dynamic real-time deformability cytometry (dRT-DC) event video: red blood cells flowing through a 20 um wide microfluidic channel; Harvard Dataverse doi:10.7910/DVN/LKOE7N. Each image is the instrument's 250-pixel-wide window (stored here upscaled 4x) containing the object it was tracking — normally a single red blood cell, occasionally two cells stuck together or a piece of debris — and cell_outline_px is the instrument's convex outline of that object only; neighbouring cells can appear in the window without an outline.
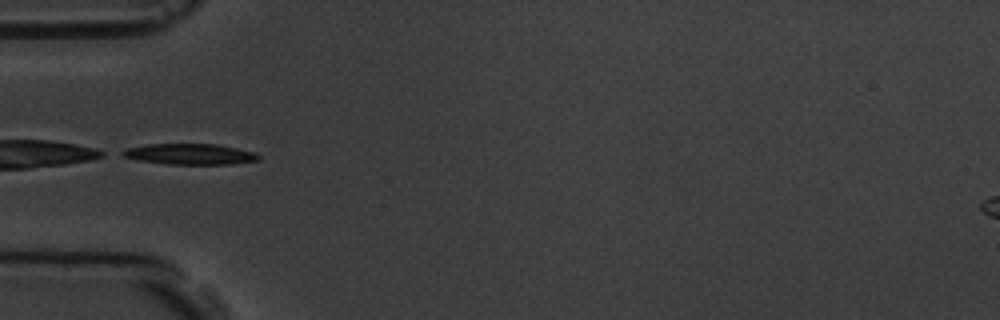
{"species": "common noctule bat (a hibernating species)", "species_latin": "Nyctalus noctula", "temperature_condition": "room temperature", "stored_images_in_passage": 15, "camera_frame_rate_fps": 3000, "um_per_image_px": 0.085, "animal": {"sex": "male", "body_mass_g": 19.5, "forearm_length_mm": 54.6}, "frame": {"image": 1, "passage_image": 5, "time_ms": 5.333, "image_size_px": [1000, 320], "cell_outline_px": [[260, 160], [232, 164], [168, 164], [136, 160], [120, 156], [116, 152], [124, 148], [148, 144], [216, 144], [256, 152], [260, 156]], "centroid_in_image_um": [16.06, 13.1], "position_along_channel_um": 68.9, "area_um2": 16.82}}
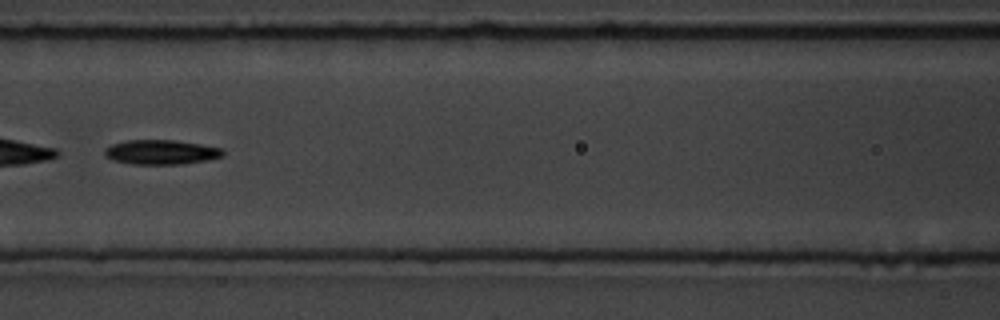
{"frame": {"image": 2, "passage_image": 7, "time_ms": 7.667, "image_size_px": [1000, 320], "cell_outline_px": [[224, 156], [208, 160], [180, 164], [132, 164], [112, 160], [104, 156], [104, 148], [112, 144], [124, 140], [176, 140], [224, 148]], "centroid_in_image_um": [13.69, 12.93], "position_along_channel_um": 152.9, "area_um2": 17.17}}
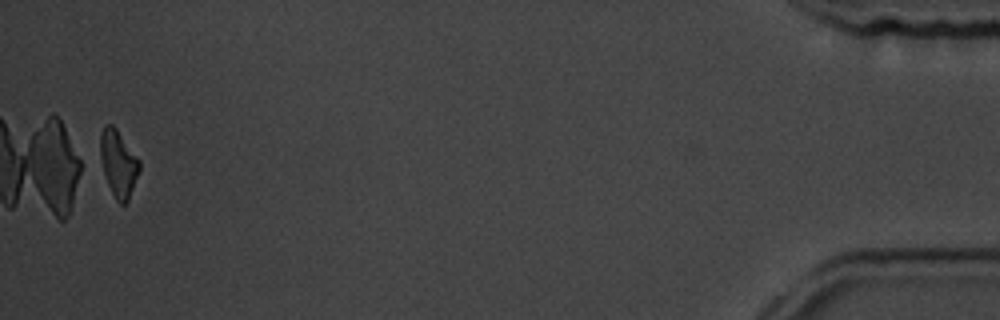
{"frame": {"image": 3, "passage_image": 15, "time_ms": 17.667, "image_size_px": [1000, 320], "cell_outline_px": [[140, 172], [128, 200], [124, 204], [120, 204], [116, 200], [108, 184], [104, 172], [100, 156], [100, 132], [104, 124], [112, 124], [116, 128], [140, 160]], "centroid_in_image_um": [10.07, 13.87], "position_along_channel_um": 425.1, "area_um2": 15.2}}